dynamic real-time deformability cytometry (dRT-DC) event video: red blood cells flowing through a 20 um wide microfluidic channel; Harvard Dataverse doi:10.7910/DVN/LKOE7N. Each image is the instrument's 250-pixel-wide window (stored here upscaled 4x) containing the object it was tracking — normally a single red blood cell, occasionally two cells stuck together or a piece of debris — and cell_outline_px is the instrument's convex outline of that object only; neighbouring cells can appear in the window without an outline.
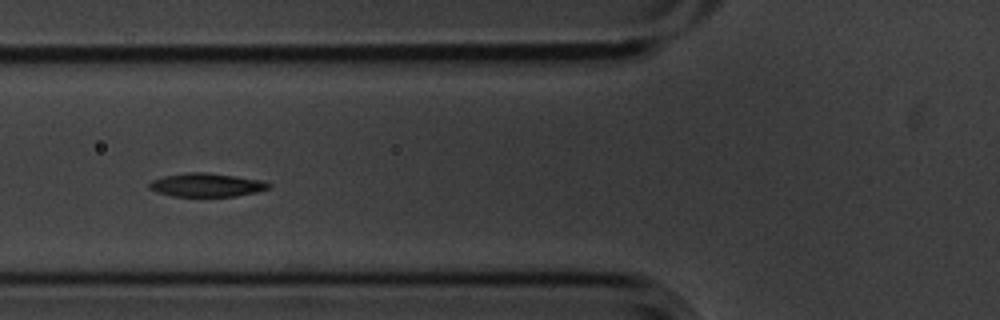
{"species": "common noctule bat (a hibernating species)", "species_latin": "Nyctalus noctula", "temperature_condition": "cold", "stored_images_in_passage": 6, "camera_frame_rate_fps": 3000, "um_per_image_px": 0.085, "animal": {"sex": "male", "body_mass_g": 20.1, "forearm_length_mm": 53.5}, "frame": {"image": 1, "passage_image": 3, "time_ms": 0.667, "image_size_px": [1000, 320], "cell_outline_px": [[272, 188], [256, 192], [236, 196], [172, 196], [156, 192], [148, 188], [148, 184], [152, 180], [164, 176], [184, 172], [204, 172], [236, 176], [264, 180], [272, 184]], "centroid_in_image_um": [17.58, 15.72], "position_along_channel_um": 108.2, "area_um2": 16.59}}
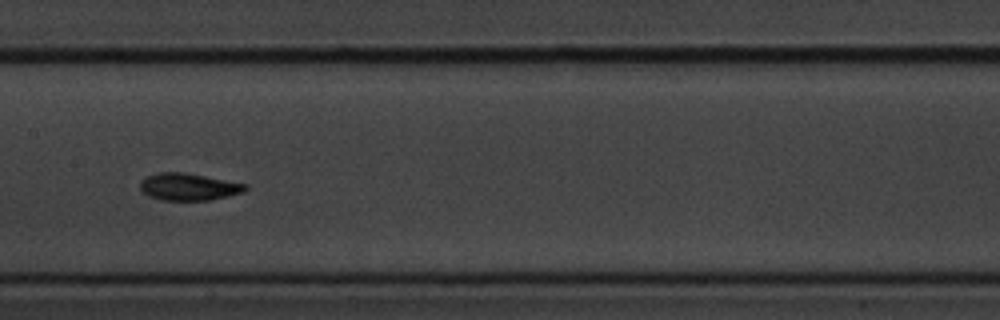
{"frame": {"image": 2, "passage_image": 5, "time_ms": 1.333, "image_size_px": [1000, 320], "cell_outline_px": [[248, 188], [244, 192], [228, 196], [208, 200], [160, 200], [148, 196], [140, 188], [140, 180], [156, 172], [184, 172], [248, 184]], "centroid_in_image_um": [16.03, 15.87], "position_along_channel_um": 191.4, "area_um2": 16.7}}
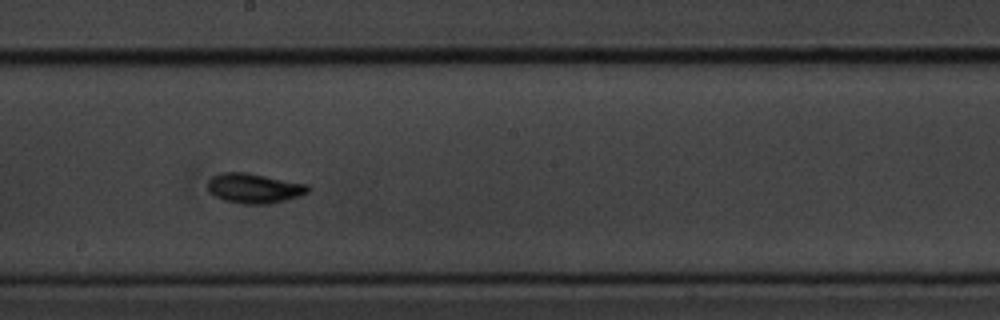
{"frame": {"image": 3, "passage_image": 6, "time_ms": 1.667, "image_size_px": [1000, 320], "cell_outline_px": [[312, 188], [308, 192], [300, 196], [272, 204], [240, 204], [224, 200], [216, 196], [208, 188], [208, 180], [212, 176], [220, 172], [244, 172], [308, 184]], "centroid_in_image_um": [21.63, 16.01], "position_along_channel_um": 226.6, "area_um2": 17.51}}